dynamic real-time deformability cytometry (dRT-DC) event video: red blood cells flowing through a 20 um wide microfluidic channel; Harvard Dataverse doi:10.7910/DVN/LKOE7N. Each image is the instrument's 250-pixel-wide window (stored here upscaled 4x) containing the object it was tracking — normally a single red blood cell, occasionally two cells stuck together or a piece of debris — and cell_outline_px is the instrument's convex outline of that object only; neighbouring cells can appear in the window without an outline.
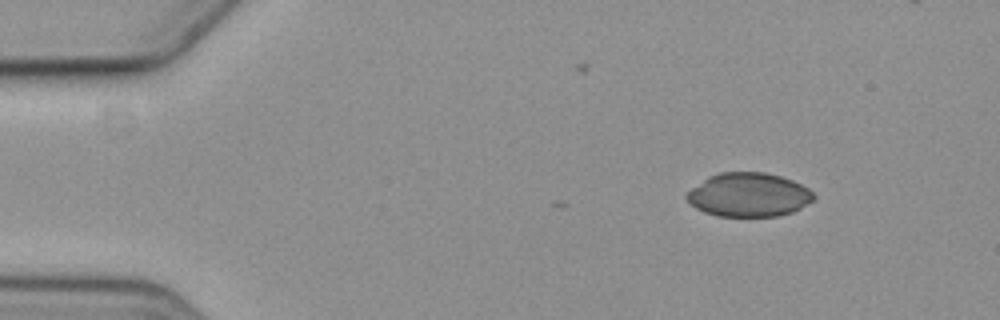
{"species": "common noctule bat (a hibernating species)", "species_latin": "Nyctalus noctula", "temperature_condition": "cold", "stored_images_in_passage": 6, "camera_frame_rate_fps": 3000, "um_per_image_px": 0.085, "animal": {"sex": "female", "body_mass_g": 19.3, "forearm_length_mm": 54.1}, "frame": {"image": 1, "passage_image": 2, "time_ms": 1.333, "image_size_px": [1000, 320], "cell_outline_px": [[816, 196], [812, 200], [800, 208], [792, 212], [776, 216], [716, 216], [704, 212], [696, 208], [684, 196], [692, 188], [708, 176], [720, 172], [764, 172], [780, 176], [792, 180], [808, 188]], "centroid_in_image_um": [63.63, 16.55], "position_along_channel_um": 21.4, "area_um2": 32.31}}